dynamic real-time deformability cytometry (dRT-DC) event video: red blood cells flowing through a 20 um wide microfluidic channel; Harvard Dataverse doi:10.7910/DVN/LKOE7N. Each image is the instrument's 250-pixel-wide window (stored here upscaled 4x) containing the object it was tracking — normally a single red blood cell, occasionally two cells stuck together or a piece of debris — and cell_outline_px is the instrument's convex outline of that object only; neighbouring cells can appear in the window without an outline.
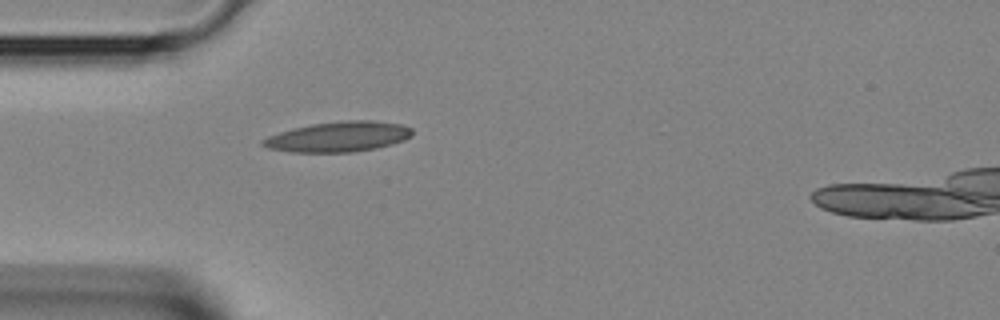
{"species": "Egyptian fruit bat (a non-hibernating species)", "species_latin": "Rousettus aegyptiacus", "temperature_condition": "room temperature", "stored_images_in_passage": 2, "camera_frame_rate_fps": 3000, "um_per_image_px": 0.085, "animal": {"sex": "female"}, "frame": {"image": 1, "passage_image": 1, "time_ms": 0.0, "image_size_px": [1000, 320], "cell_outline_px": [[412, 136], [404, 140], [392, 144], [376, 148], [352, 152], [288, 152], [268, 148], [260, 144], [260, 140], [268, 136], [292, 128], [312, 124], [344, 120], [372, 120], [400, 124], [412, 128]], "centroid_in_image_um": [28.74, 11.62], "position_along_channel_um": 56.3, "area_um2": 26.41}}